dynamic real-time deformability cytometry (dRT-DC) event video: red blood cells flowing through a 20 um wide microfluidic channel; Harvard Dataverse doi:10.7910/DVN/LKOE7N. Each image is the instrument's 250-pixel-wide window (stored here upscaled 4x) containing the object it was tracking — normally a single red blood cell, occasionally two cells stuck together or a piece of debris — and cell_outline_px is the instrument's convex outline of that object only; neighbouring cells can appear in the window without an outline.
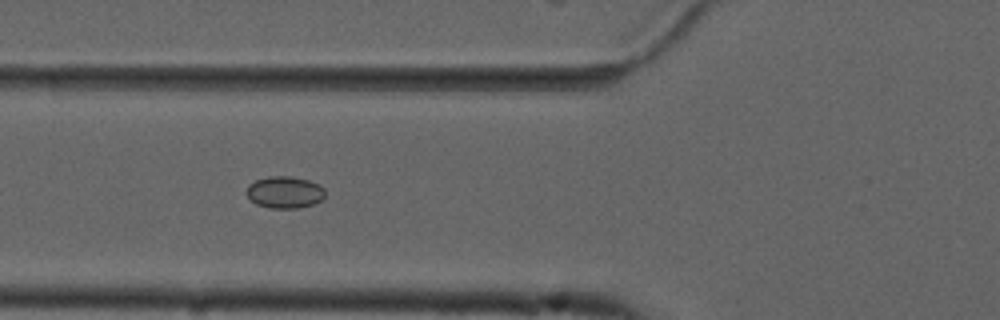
{"species": "common noctule bat (a hibernating species)", "species_latin": "Nyctalus noctula", "temperature_condition": "cold", "stored_images_in_passage": 16, "camera_frame_rate_fps": 3000, "um_per_image_px": 0.085, "animal": {"sex": "male", "forearm_length_mm": 52.5}, "frame": {"image": 1, "passage_image": 7, "time_ms": 2.0, "image_size_px": [1000, 320], "cell_outline_px": [[324, 196], [320, 200], [312, 204], [296, 208], [268, 208], [256, 204], [244, 192], [248, 184], [256, 180], [268, 176], [292, 176], [308, 180], [320, 184], [324, 188]], "centroid_in_image_um": [24.17, 16.33], "position_along_channel_um": 101.6, "area_um2": 14.68}}
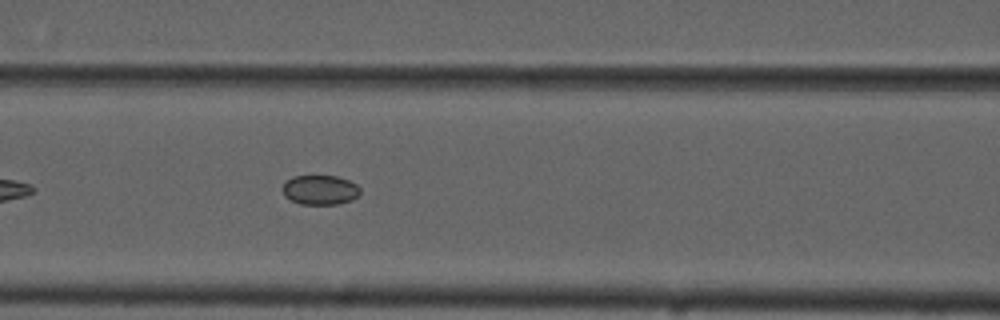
{"frame": {"image": 2, "passage_image": 10, "time_ms": 3.0, "image_size_px": [1000, 320], "cell_outline_px": [[360, 192], [352, 200], [340, 204], [300, 204], [284, 196], [280, 188], [292, 176], [336, 176], [348, 180], [356, 184], [360, 188]], "centroid_in_image_um": [27.19, 16.14], "position_along_channel_um": 139.4, "area_um2": 13.41}}
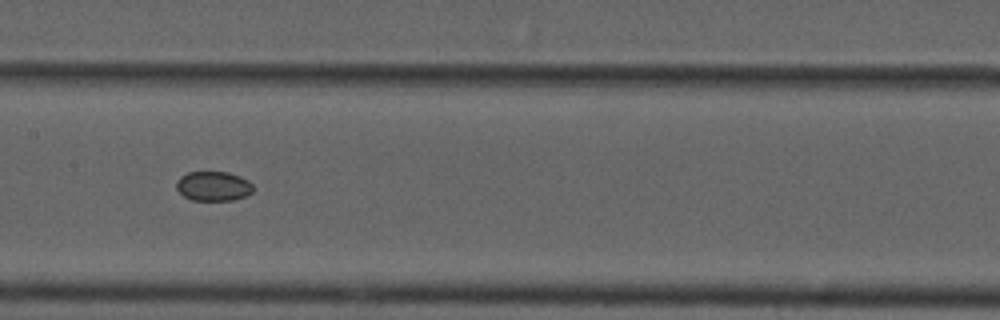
{"frame": {"image": 3, "passage_image": 14, "time_ms": 4.333, "image_size_px": [1000, 320], "cell_outline_px": [[252, 192], [244, 196], [232, 200], [192, 200], [184, 196], [176, 188], [176, 180], [180, 176], [188, 172], [228, 172], [240, 176], [248, 180], [252, 184]], "centroid_in_image_um": [18.11, 15.81], "position_along_channel_um": 189.3, "area_um2": 13.18}}